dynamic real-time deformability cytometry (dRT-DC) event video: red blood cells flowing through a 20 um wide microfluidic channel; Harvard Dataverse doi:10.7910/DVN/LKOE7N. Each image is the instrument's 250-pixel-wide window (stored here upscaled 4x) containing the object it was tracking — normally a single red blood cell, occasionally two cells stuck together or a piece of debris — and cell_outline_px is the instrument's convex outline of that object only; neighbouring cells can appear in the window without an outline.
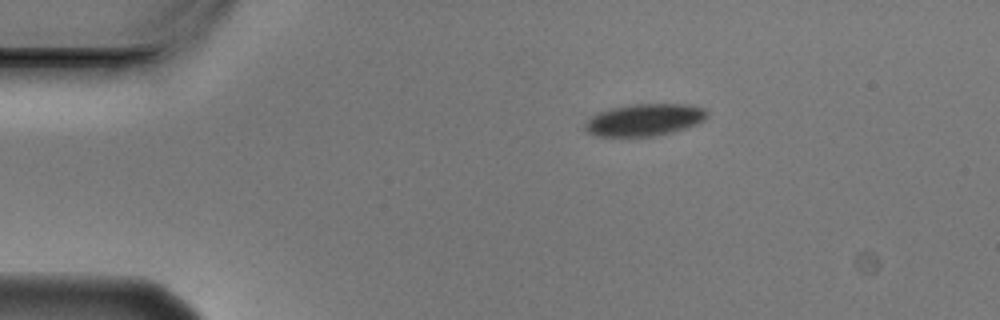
{"species": "Egyptian fruit bat (a non-hibernating species)", "species_latin": "Rousettus aegyptiacus", "temperature_condition": "cold", "stored_images_in_passage": 4, "camera_frame_rate_fps": 3000, "um_per_image_px": 0.085, "animal": {"sex": "male"}, "frame": {"image": 1, "passage_image": 1, "time_ms": 0.0, "image_size_px": [1000, 320], "cell_outline_px": [[708, 116], [704, 120], [696, 124], [672, 132], [656, 136], [592, 136], [584, 128], [584, 124], [592, 116], [600, 112], [612, 108], [632, 104], [684, 104], [704, 108], [708, 112]], "centroid_in_image_um": [54.78, 10.19], "position_along_channel_um": 30.2, "area_um2": 22.72}}
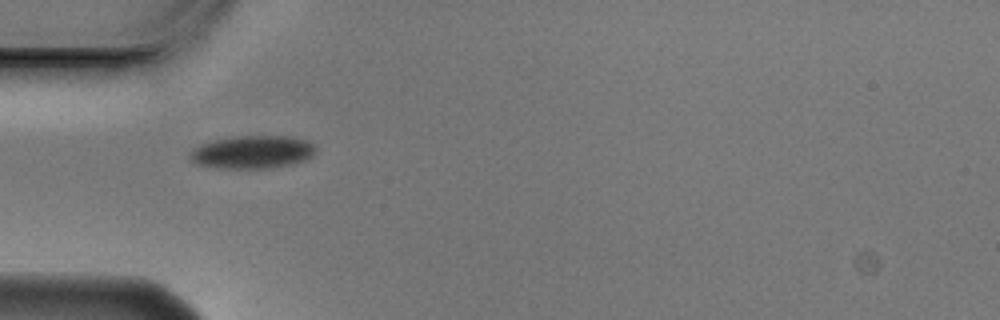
{"frame": {"image": 2, "passage_image": 3, "time_ms": 0.667, "image_size_px": [1000, 320], "cell_outline_px": [[316, 152], [312, 156], [304, 160], [292, 164], [272, 168], [216, 168], [196, 164], [188, 160], [188, 152], [200, 144], [216, 140], [236, 136], [292, 136], [308, 140], [316, 148]], "centroid_in_image_um": [21.44, 12.93], "position_along_channel_um": 63.6, "area_um2": 24.45}}
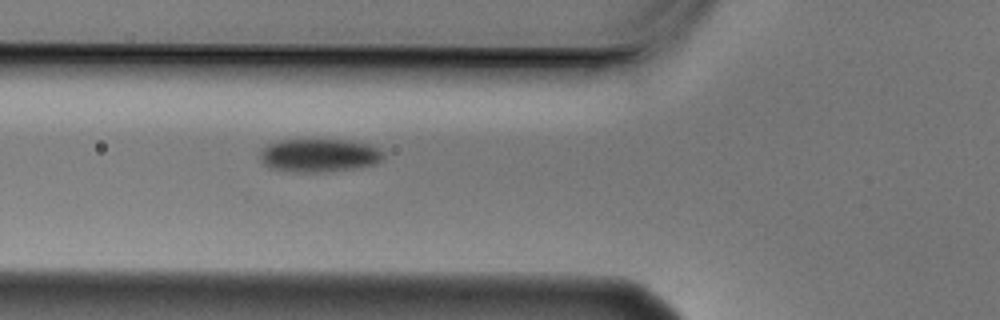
{"frame": {"image": 3, "passage_image": 4, "time_ms": 1.0, "image_size_px": [1000, 320], "cell_outline_px": [[384, 156], [376, 164], [356, 168], [320, 172], [280, 172], [268, 168], [260, 160], [260, 152], [268, 144], [280, 140], [348, 140], [368, 144], [384, 152]], "centroid_in_image_um": [27.08, 13.22], "position_along_channel_um": 98.7, "area_um2": 24.1}}